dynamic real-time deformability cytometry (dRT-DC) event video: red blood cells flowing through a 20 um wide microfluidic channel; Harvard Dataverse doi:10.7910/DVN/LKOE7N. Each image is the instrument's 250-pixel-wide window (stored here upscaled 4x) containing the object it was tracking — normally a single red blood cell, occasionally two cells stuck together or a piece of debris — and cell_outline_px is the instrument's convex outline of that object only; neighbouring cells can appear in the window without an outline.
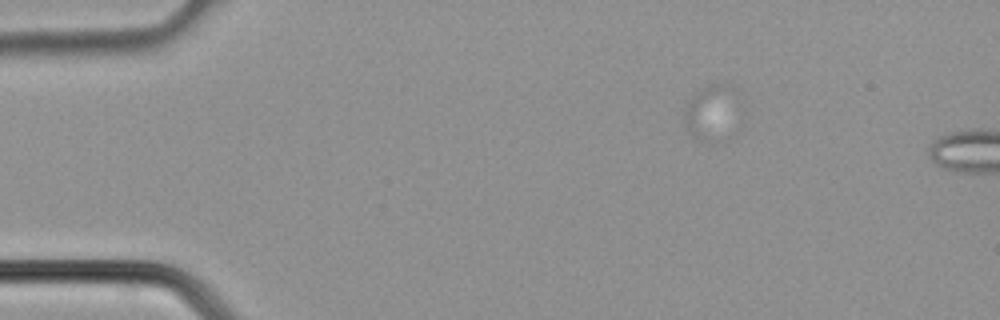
{"species": "common noctule bat (a hibernating species)", "species_latin": "Nyctalus noctula", "temperature_condition": "cold", "stored_images_in_passage": 8, "camera_frame_rate_fps": 3000, "um_per_image_px": 0.085, "animal": {"sex": "male", "body_mass_g": 21.5, "forearm_length_mm": 52.0}, "frame": {"image": 1, "passage_image": 3, "time_ms": 0.667, "image_size_px": [1000, 320], "cell_outline_px": [[732, 88], [708, 144], [700, 140], [688, 132], [684, 120], [684, 104], [700, 88], [724, 80]], "centroid_in_image_um": [60.0, 9.33], "position_along_channel_um": 25.0, "area_um2": 13.24}}